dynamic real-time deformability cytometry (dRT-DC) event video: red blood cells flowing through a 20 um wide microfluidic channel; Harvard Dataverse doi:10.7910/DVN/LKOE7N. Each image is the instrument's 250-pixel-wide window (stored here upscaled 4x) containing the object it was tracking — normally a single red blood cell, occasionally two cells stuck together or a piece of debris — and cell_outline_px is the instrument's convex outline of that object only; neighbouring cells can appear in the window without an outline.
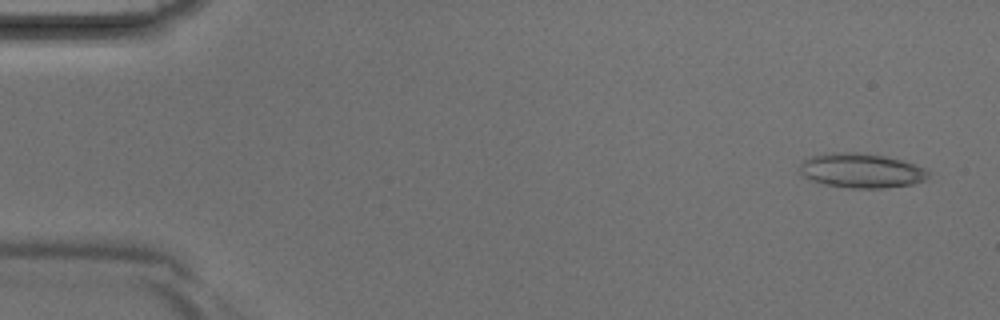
{"species": "Egyptian fruit bat (a non-hibernating species)", "species_latin": "Rousettus aegyptiacus", "temperature_condition": "room temperature", "stored_images_in_passage": 5, "camera_frame_rate_fps": 3000, "um_per_image_px": 0.085, "animal": {"sex": "male"}, "frame": {"image": 1, "passage_image": 1, "time_ms": 0.0, "image_size_px": [1000, 320], "cell_outline_px": [[932, 172], [928, 180], [912, 184], [884, 188], [848, 188], [824, 184], [812, 180], [804, 176], [800, 172], [800, 164], [804, 160], [812, 156], [832, 152], [856, 152], [884, 156], [900, 160], [924, 168]], "centroid_in_image_um": [73.24, 14.51], "position_along_channel_um": 11.8, "area_um2": 25.89}}